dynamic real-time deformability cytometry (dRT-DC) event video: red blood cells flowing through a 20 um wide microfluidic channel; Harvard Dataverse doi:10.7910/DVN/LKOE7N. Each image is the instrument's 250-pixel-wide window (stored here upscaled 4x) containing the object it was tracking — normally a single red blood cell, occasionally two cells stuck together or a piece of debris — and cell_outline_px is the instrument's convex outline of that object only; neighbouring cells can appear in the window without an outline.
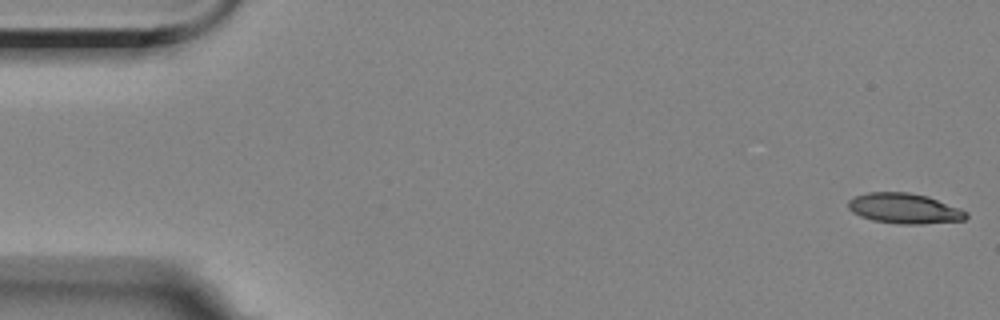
{"species": "Egyptian fruit bat (a non-hibernating species)", "species_latin": "Rousettus aegyptiacus", "temperature_condition": "room temperature", "stored_images_in_passage": 56, "camera_frame_rate_fps": 3000, "um_per_image_px": 0.085, "animal": {"sex": "female"}, "frame": {"image": 1, "passage_image": 1, "time_ms": 0.0, "image_size_px": [1000, 320], "cell_outline_px": [[968, 216], [964, 220], [920, 224], [900, 224], [872, 220], [860, 216], [852, 212], [848, 208], [848, 200], [856, 196], [868, 192], [908, 192], [928, 196], [960, 208], [968, 212]], "centroid_in_image_um": [76.88, 17.71], "position_along_channel_um": 8.1, "area_um2": 20.87}}
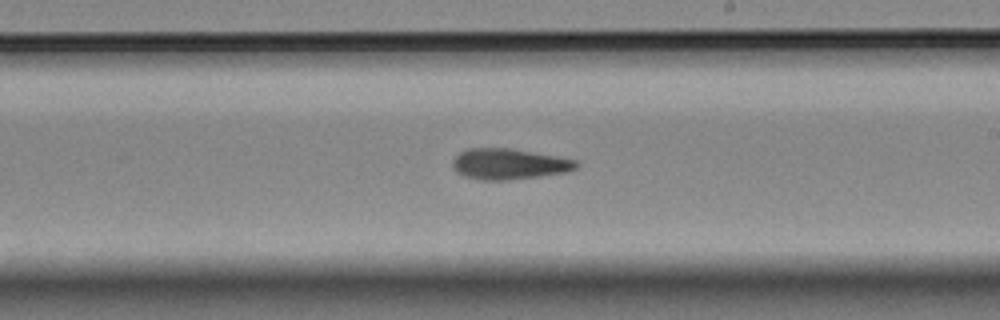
{"frame": {"image": 2, "passage_image": 32, "time_ms": 10.333, "image_size_px": [1000, 320], "cell_outline_px": [[580, 164], [576, 168], [564, 172], [508, 180], [480, 180], [464, 176], [456, 172], [452, 168], [452, 160], [460, 152], [468, 148], [508, 148], [556, 156], [576, 160]], "centroid_in_image_um": [43.21, 13.94], "position_along_channel_um": 245.8, "area_um2": 22.02}}
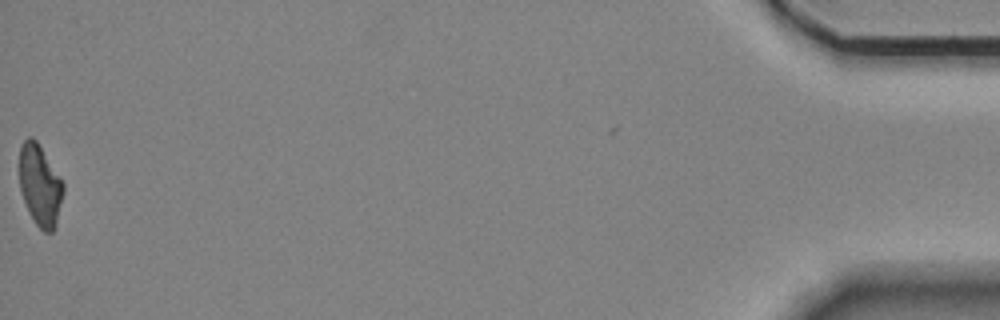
{"frame": {"image": 3, "passage_image": 56, "time_ms": 18.333, "image_size_px": [1000, 320], "cell_outline_px": [[64, 192], [56, 224], [52, 232], [44, 232], [36, 224], [28, 212], [20, 192], [20, 148], [24, 140], [28, 136], [32, 136], [36, 140], [60, 176], [64, 184]], "centroid_in_image_um": [3.4, 15.75], "position_along_channel_um": 431.8, "area_um2": 20.81}, "authors_computed_cell_mechanics": {"area_um2": 21.8484, "velocity_mm_per_s": 3.5532, "shape_relaxation_time_tau1_ms": null, "shape_relaxation_time_tau2_ms": 8.4192, "deformation_change_tau1": null, "deformation_change_tau2": 0.1817}}